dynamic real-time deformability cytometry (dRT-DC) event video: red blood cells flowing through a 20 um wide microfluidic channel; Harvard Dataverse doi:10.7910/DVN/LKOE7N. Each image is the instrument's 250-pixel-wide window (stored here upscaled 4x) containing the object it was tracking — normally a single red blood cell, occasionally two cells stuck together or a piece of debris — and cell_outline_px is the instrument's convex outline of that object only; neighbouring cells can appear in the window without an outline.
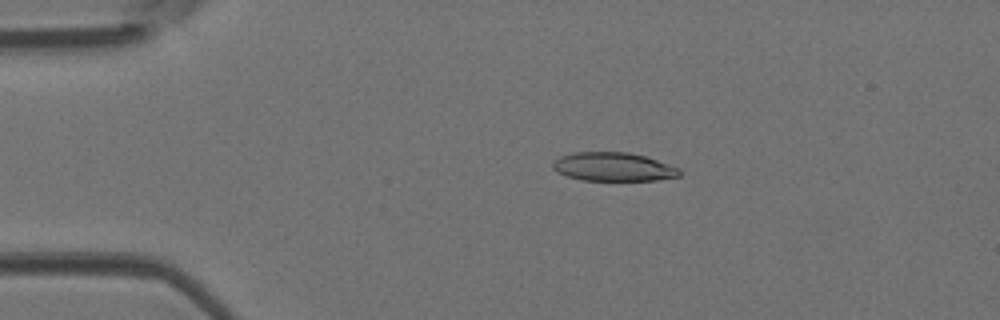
{"species": "Egyptian fruit bat (a non-hibernating species)", "species_latin": "Rousettus aegyptiacus", "temperature_condition": "room temperature", "stored_images_in_passage": 29, "camera_frame_rate_fps": 3000, "um_per_image_px": 0.085, "animal": {"sex": "female"}, "frame": {"image": 1, "passage_image": 2, "time_ms": 0.333, "image_size_px": [1000, 320], "cell_outline_px": [[680, 176], [656, 180], [584, 180], [568, 176], [556, 172], [552, 168], [552, 160], [560, 156], [576, 152], [628, 152], [644, 156], [680, 168]], "centroid_in_image_um": [52.1, 14.17], "position_along_channel_um": 32.9, "area_um2": 21.1}}
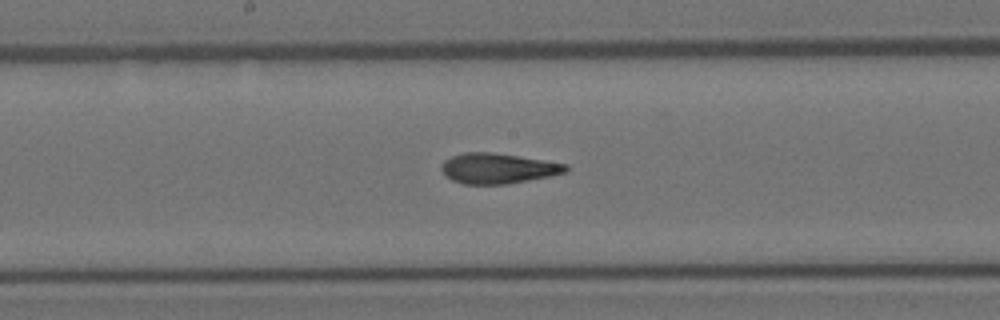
{"frame": {"image": 2, "passage_image": 17, "time_ms": 5.333, "image_size_px": [1000, 320], "cell_outline_px": [[568, 172], [528, 180], [504, 184], [464, 184], [452, 180], [440, 168], [444, 160], [452, 156], [464, 152], [492, 152], [568, 164]], "centroid_in_image_um": [42.32, 14.3], "position_along_channel_um": 205.9, "area_um2": 21.73}}
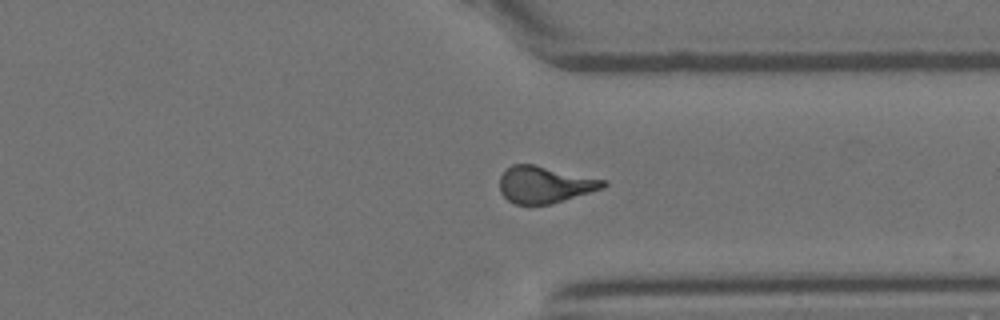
{"frame": {"image": 3, "passage_image": 28, "time_ms": 9.0, "image_size_px": [1000, 320], "cell_outline_px": [[608, 184], [604, 188], [552, 204], [516, 204], [508, 200], [500, 192], [500, 176], [512, 164], [532, 164], [608, 180]], "centroid_in_image_um": [46.34, 15.69], "position_along_channel_um": 365.1, "area_um2": 22.2}}